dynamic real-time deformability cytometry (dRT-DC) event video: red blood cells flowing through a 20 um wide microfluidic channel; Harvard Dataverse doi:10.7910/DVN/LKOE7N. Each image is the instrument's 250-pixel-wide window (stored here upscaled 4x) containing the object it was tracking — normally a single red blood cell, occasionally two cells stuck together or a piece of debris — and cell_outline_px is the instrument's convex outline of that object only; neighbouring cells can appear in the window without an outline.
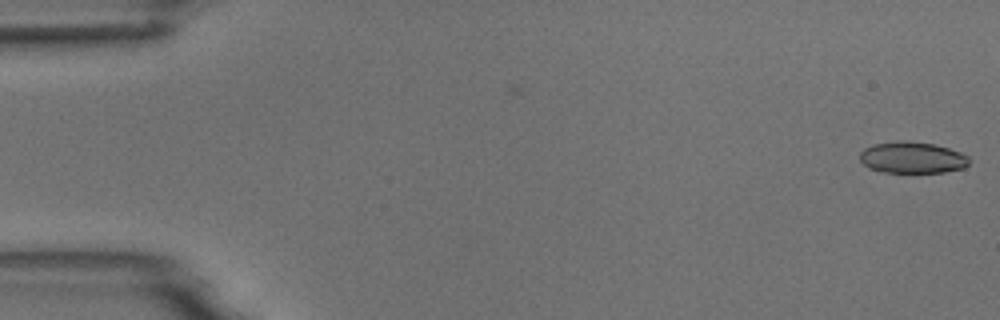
{"species": "common noctule bat (a hibernating species)", "species_latin": "Nyctalus noctula", "temperature_condition": "room temperature", "stored_images_in_passage": 2, "camera_frame_rate_fps": 3000, "um_per_image_px": 0.085, "animal": {"sex": "male", "body_mass_g": 18.8}, "frame": {"image": 1, "passage_image": 2, "time_ms": 1.333, "image_size_px": [1000, 320], "cell_outline_px": [[968, 164], [964, 168], [944, 172], [884, 172], [868, 168], [860, 160], [860, 152], [864, 148], [876, 144], [904, 140], [936, 144], [960, 152], [968, 156]], "centroid_in_image_um": [77.54, 13.39], "position_along_channel_um": 7.5, "area_um2": 19.94}}